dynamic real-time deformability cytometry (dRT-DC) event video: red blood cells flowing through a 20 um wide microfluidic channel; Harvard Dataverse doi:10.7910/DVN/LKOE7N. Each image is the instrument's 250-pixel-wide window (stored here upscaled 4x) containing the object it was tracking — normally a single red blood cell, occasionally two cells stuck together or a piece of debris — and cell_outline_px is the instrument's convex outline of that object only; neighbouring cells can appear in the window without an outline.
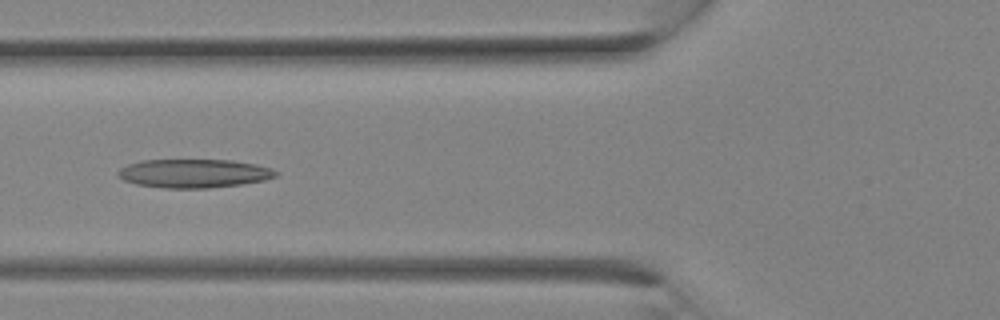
{"species": "Egyptian fruit bat (a non-hibernating species)", "species_latin": "Rousettus aegyptiacus", "temperature_condition": "room temperature", "stored_images_in_passage": 10, "camera_frame_rate_fps": 3000, "um_per_image_px": 0.085, "animal": {"sex": "female"}, "frame": {"image": 1, "passage_image": 7, "time_ms": 2.0, "image_size_px": [1000, 320], "cell_outline_px": [[280, 172], [276, 176], [264, 180], [240, 184], [208, 188], [164, 188], [136, 184], [124, 180], [116, 176], [116, 172], [120, 168], [128, 164], [140, 160], [232, 160], [256, 164], [272, 168]], "centroid_in_image_um": [16.47, 14.73], "position_along_channel_um": 109.3, "area_um2": 26.47}}
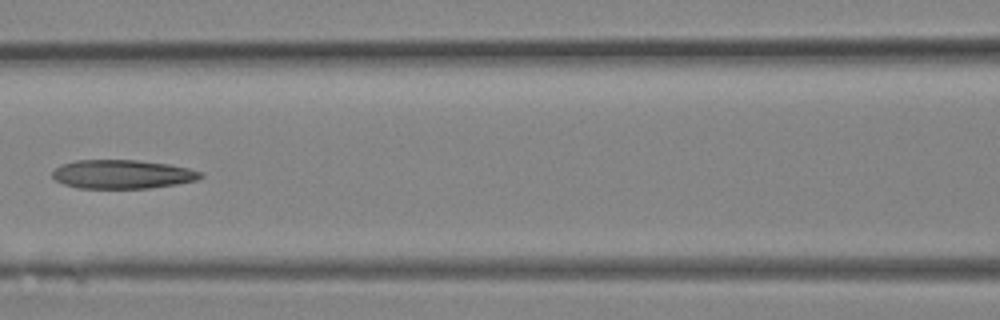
{"frame": {"image": 2, "passage_image": 9, "time_ms": 2.667, "image_size_px": [1000, 320], "cell_outline_px": [[204, 176], [196, 180], [176, 184], [148, 188], [80, 188], [64, 184], [56, 180], [52, 176], [52, 172], [60, 164], [76, 160], [136, 160], [168, 164], [188, 168], [204, 172]], "centroid_in_image_um": [10.4, 14.8], "position_along_channel_um": 156.2, "area_um2": 24.85}}